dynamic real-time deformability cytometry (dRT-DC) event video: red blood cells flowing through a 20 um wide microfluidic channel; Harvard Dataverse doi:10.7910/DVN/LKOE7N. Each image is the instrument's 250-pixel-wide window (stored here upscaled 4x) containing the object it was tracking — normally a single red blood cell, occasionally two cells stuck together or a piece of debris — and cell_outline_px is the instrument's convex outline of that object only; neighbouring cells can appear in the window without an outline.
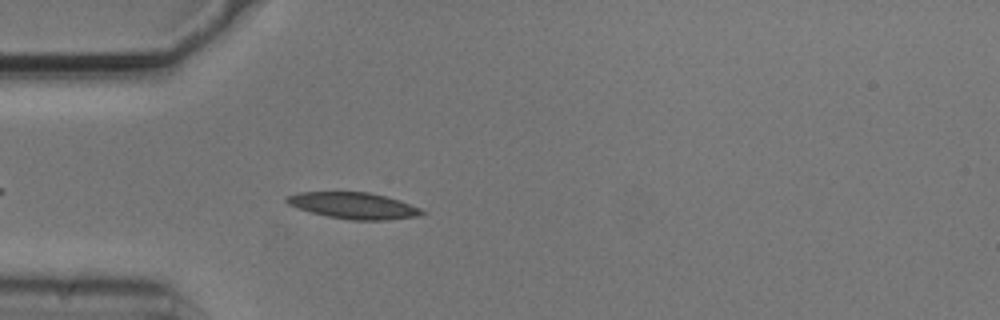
{"species": "common noctule bat (a hibernating species)", "species_latin": "Nyctalus noctula", "temperature_condition": "cold", "stored_images_in_passage": 40, "camera_frame_rate_fps": 3000, "um_per_image_px": 0.085, "animal": {"sex": "male", "body_mass_g": 20.5, "forearm_length_mm": 52.5}, "frame": {"image": 1, "passage_image": 6, "time_ms": 1.667, "image_size_px": [1000, 320], "cell_outline_px": [[428, 212], [416, 216], [384, 220], [352, 220], [328, 216], [312, 212], [288, 204], [284, 200], [288, 196], [300, 192], [368, 192], [400, 200], [420, 208]], "centroid_in_image_um": [30.08, 17.47], "position_along_channel_um": 54.9, "area_um2": 20.46}}
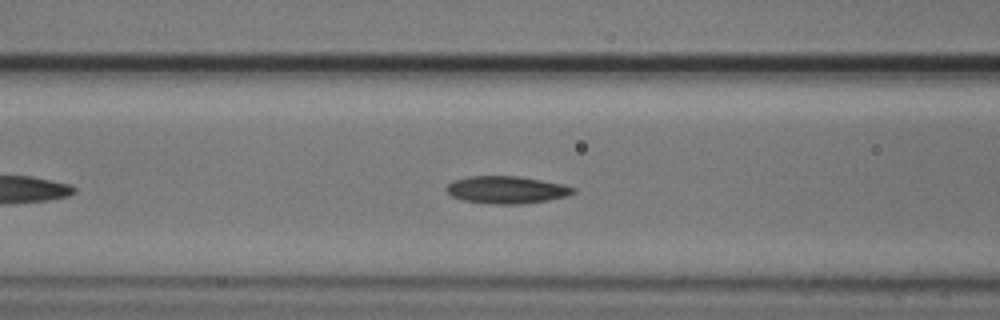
{"frame": {"image": 2, "passage_image": 12, "time_ms": 3.667, "image_size_px": [1000, 320], "cell_outline_px": [[576, 192], [568, 196], [548, 200], [520, 204], [492, 204], [464, 200], [452, 196], [444, 188], [448, 184], [456, 180], [468, 176], [516, 176], [564, 184], [576, 188]], "centroid_in_image_um": [43.09, 16.13], "position_along_channel_um": 123.5, "area_um2": 20.17}}
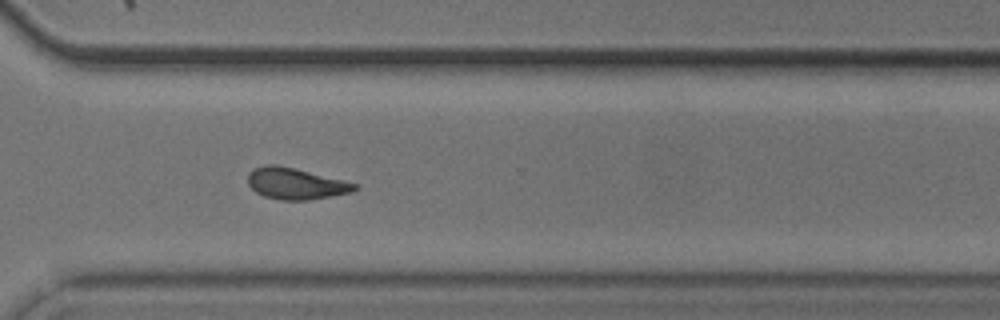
{"frame": {"image": 3, "passage_image": 30, "time_ms": 9.667, "image_size_px": [1000, 320], "cell_outline_px": [[360, 188], [352, 192], [308, 200], [280, 200], [264, 196], [256, 192], [248, 184], [248, 172], [252, 168], [264, 164], [276, 164], [360, 184]], "centroid_in_image_um": [25.12, 15.6], "position_along_channel_um": 345.5, "area_um2": 19.59}, "authors_computed_cell_mechanics": {"area_um2": 19.5942, "velocity_mm_per_s": 3.7164, "shape_relaxation_time_tau1_ms": 5.8113, "shape_relaxation_time_tau2_ms": 5.8999, "deformation_change_tau1": 0.1457, "deformation_change_tau2": 0.1351}}